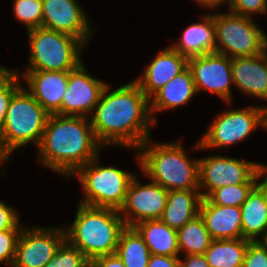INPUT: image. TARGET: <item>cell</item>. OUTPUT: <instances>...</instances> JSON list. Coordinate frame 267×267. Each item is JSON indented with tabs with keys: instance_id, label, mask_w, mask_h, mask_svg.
<instances>
[{
	"instance_id": "6da1fadb",
	"label": "cell",
	"mask_w": 267,
	"mask_h": 267,
	"mask_svg": "<svg viewBox=\"0 0 267 267\" xmlns=\"http://www.w3.org/2000/svg\"><path fill=\"white\" fill-rule=\"evenodd\" d=\"M109 84L102 91L91 118L98 142L104 147L117 145L138 149L155 125L150 112L149 98L133 80L110 92Z\"/></svg>"
},
{
	"instance_id": "7a4b0ae2",
	"label": "cell",
	"mask_w": 267,
	"mask_h": 267,
	"mask_svg": "<svg viewBox=\"0 0 267 267\" xmlns=\"http://www.w3.org/2000/svg\"><path fill=\"white\" fill-rule=\"evenodd\" d=\"M88 120L89 117L49 115L38 145L40 163L67 178L99 156L103 146Z\"/></svg>"
},
{
	"instance_id": "3957f363",
	"label": "cell",
	"mask_w": 267,
	"mask_h": 267,
	"mask_svg": "<svg viewBox=\"0 0 267 267\" xmlns=\"http://www.w3.org/2000/svg\"><path fill=\"white\" fill-rule=\"evenodd\" d=\"M150 139L137 149L144 175L168 191L199 190V159L189 160L182 141L150 143Z\"/></svg>"
},
{
	"instance_id": "277c9868",
	"label": "cell",
	"mask_w": 267,
	"mask_h": 267,
	"mask_svg": "<svg viewBox=\"0 0 267 267\" xmlns=\"http://www.w3.org/2000/svg\"><path fill=\"white\" fill-rule=\"evenodd\" d=\"M125 228L119 210L79 203L73 223L64 227L65 240L92 261L114 254Z\"/></svg>"
},
{
	"instance_id": "5b68a950",
	"label": "cell",
	"mask_w": 267,
	"mask_h": 267,
	"mask_svg": "<svg viewBox=\"0 0 267 267\" xmlns=\"http://www.w3.org/2000/svg\"><path fill=\"white\" fill-rule=\"evenodd\" d=\"M49 115L23 85L13 94L0 133V165L30 142L38 147Z\"/></svg>"
},
{
	"instance_id": "8992f818",
	"label": "cell",
	"mask_w": 267,
	"mask_h": 267,
	"mask_svg": "<svg viewBox=\"0 0 267 267\" xmlns=\"http://www.w3.org/2000/svg\"><path fill=\"white\" fill-rule=\"evenodd\" d=\"M29 67L26 71H72L81 63L85 44L71 35L42 27L28 31Z\"/></svg>"
},
{
	"instance_id": "52a82bcc",
	"label": "cell",
	"mask_w": 267,
	"mask_h": 267,
	"mask_svg": "<svg viewBox=\"0 0 267 267\" xmlns=\"http://www.w3.org/2000/svg\"><path fill=\"white\" fill-rule=\"evenodd\" d=\"M98 157L74 173L78 176L84 191V198L80 203L119 210L124 204L128 186L135 173L112 166H102Z\"/></svg>"
},
{
	"instance_id": "ba28073f",
	"label": "cell",
	"mask_w": 267,
	"mask_h": 267,
	"mask_svg": "<svg viewBox=\"0 0 267 267\" xmlns=\"http://www.w3.org/2000/svg\"><path fill=\"white\" fill-rule=\"evenodd\" d=\"M253 20L232 12L214 14L215 52L231 59L265 52L267 35Z\"/></svg>"
},
{
	"instance_id": "9c48e42d",
	"label": "cell",
	"mask_w": 267,
	"mask_h": 267,
	"mask_svg": "<svg viewBox=\"0 0 267 267\" xmlns=\"http://www.w3.org/2000/svg\"><path fill=\"white\" fill-rule=\"evenodd\" d=\"M266 129L265 106H247L218 114L194 150L222 148L245 140L257 127Z\"/></svg>"
},
{
	"instance_id": "30bf717a",
	"label": "cell",
	"mask_w": 267,
	"mask_h": 267,
	"mask_svg": "<svg viewBox=\"0 0 267 267\" xmlns=\"http://www.w3.org/2000/svg\"><path fill=\"white\" fill-rule=\"evenodd\" d=\"M257 162L212 155L199 159V190L207 198L214 190L242 183H257ZM206 189L203 192L202 189Z\"/></svg>"
},
{
	"instance_id": "8fae6325",
	"label": "cell",
	"mask_w": 267,
	"mask_h": 267,
	"mask_svg": "<svg viewBox=\"0 0 267 267\" xmlns=\"http://www.w3.org/2000/svg\"><path fill=\"white\" fill-rule=\"evenodd\" d=\"M197 93L202 91L217 94L230 103L233 84L231 58L217 52L188 58Z\"/></svg>"
},
{
	"instance_id": "7c38bea8",
	"label": "cell",
	"mask_w": 267,
	"mask_h": 267,
	"mask_svg": "<svg viewBox=\"0 0 267 267\" xmlns=\"http://www.w3.org/2000/svg\"><path fill=\"white\" fill-rule=\"evenodd\" d=\"M27 228L22 229L12 267H44L65 241V230L36 225Z\"/></svg>"
},
{
	"instance_id": "4fadbf2b",
	"label": "cell",
	"mask_w": 267,
	"mask_h": 267,
	"mask_svg": "<svg viewBox=\"0 0 267 267\" xmlns=\"http://www.w3.org/2000/svg\"><path fill=\"white\" fill-rule=\"evenodd\" d=\"M168 196V190L156 182L142 185L137 175L131 180L124 204L119 209L126 227L145 221L161 219ZM122 213V214H121Z\"/></svg>"
},
{
	"instance_id": "5bb4252c",
	"label": "cell",
	"mask_w": 267,
	"mask_h": 267,
	"mask_svg": "<svg viewBox=\"0 0 267 267\" xmlns=\"http://www.w3.org/2000/svg\"><path fill=\"white\" fill-rule=\"evenodd\" d=\"M85 67L82 62L76 69L69 71L61 116L88 117L99 102L107 84L91 76Z\"/></svg>"
},
{
	"instance_id": "9a60e30c",
	"label": "cell",
	"mask_w": 267,
	"mask_h": 267,
	"mask_svg": "<svg viewBox=\"0 0 267 267\" xmlns=\"http://www.w3.org/2000/svg\"><path fill=\"white\" fill-rule=\"evenodd\" d=\"M83 10L77 0H42V28L71 35L87 45L92 32Z\"/></svg>"
},
{
	"instance_id": "2e32d148",
	"label": "cell",
	"mask_w": 267,
	"mask_h": 267,
	"mask_svg": "<svg viewBox=\"0 0 267 267\" xmlns=\"http://www.w3.org/2000/svg\"><path fill=\"white\" fill-rule=\"evenodd\" d=\"M16 72L22 74L28 85L26 89L50 115H61V104L68 84L69 71Z\"/></svg>"
},
{
	"instance_id": "e0dca14e",
	"label": "cell",
	"mask_w": 267,
	"mask_h": 267,
	"mask_svg": "<svg viewBox=\"0 0 267 267\" xmlns=\"http://www.w3.org/2000/svg\"><path fill=\"white\" fill-rule=\"evenodd\" d=\"M188 66V58L171 46L164 48L149 63L141 76L135 78L142 92L150 99L167 82Z\"/></svg>"
},
{
	"instance_id": "ac0fdd59",
	"label": "cell",
	"mask_w": 267,
	"mask_h": 267,
	"mask_svg": "<svg viewBox=\"0 0 267 267\" xmlns=\"http://www.w3.org/2000/svg\"><path fill=\"white\" fill-rule=\"evenodd\" d=\"M233 84L239 91L267 102V50L231 59Z\"/></svg>"
},
{
	"instance_id": "d6986e66",
	"label": "cell",
	"mask_w": 267,
	"mask_h": 267,
	"mask_svg": "<svg viewBox=\"0 0 267 267\" xmlns=\"http://www.w3.org/2000/svg\"><path fill=\"white\" fill-rule=\"evenodd\" d=\"M199 215L212 239L243 238L241 207L215 205L203 198Z\"/></svg>"
},
{
	"instance_id": "ffe728a7",
	"label": "cell",
	"mask_w": 267,
	"mask_h": 267,
	"mask_svg": "<svg viewBox=\"0 0 267 267\" xmlns=\"http://www.w3.org/2000/svg\"><path fill=\"white\" fill-rule=\"evenodd\" d=\"M195 94H197V90L193 75L190 68L187 66L149 99L150 112L155 123H157L155 117L156 113L183 106L189 102Z\"/></svg>"
},
{
	"instance_id": "44dd1931",
	"label": "cell",
	"mask_w": 267,
	"mask_h": 267,
	"mask_svg": "<svg viewBox=\"0 0 267 267\" xmlns=\"http://www.w3.org/2000/svg\"><path fill=\"white\" fill-rule=\"evenodd\" d=\"M202 21L190 24L177 44L170 45L187 58L215 52L214 14H203Z\"/></svg>"
},
{
	"instance_id": "7402d4cb",
	"label": "cell",
	"mask_w": 267,
	"mask_h": 267,
	"mask_svg": "<svg viewBox=\"0 0 267 267\" xmlns=\"http://www.w3.org/2000/svg\"><path fill=\"white\" fill-rule=\"evenodd\" d=\"M203 197L200 190H170L161 220L178 230L199 215Z\"/></svg>"
},
{
	"instance_id": "603a6c76",
	"label": "cell",
	"mask_w": 267,
	"mask_h": 267,
	"mask_svg": "<svg viewBox=\"0 0 267 267\" xmlns=\"http://www.w3.org/2000/svg\"><path fill=\"white\" fill-rule=\"evenodd\" d=\"M241 218L244 239L267 241V199L257 186L241 205Z\"/></svg>"
},
{
	"instance_id": "cb8c5ba5",
	"label": "cell",
	"mask_w": 267,
	"mask_h": 267,
	"mask_svg": "<svg viewBox=\"0 0 267 267\" xmlns=\"http://www.w3.org/2000/svg\"><path fill=\"white\" fill-rule=\"evenodd\" d=\"M133 228L143 238L151 254L180 256L177 230L172 229L161 219L141 221Z\"/></svg>"
},
{
	"instance_id": "d4e9b609",
	"label": "cell",
	"mask_w": 267,
	"mask_h": 267,
	"mask_svg": "<svg viewBox=\"0 0 267 267\" xmlns=\"http://www.w3.org/2000/svg\"><path fill=\"white\" fill-rule=\"evenodd\" d=\"M249 242L244 238L213 239L204 255L210 267H242Z\"/></svg>"
},
{
	"instance_id": "484cf974",
	"label": "cell",
	"mask_w": 267,
	"mask_h": 267,
	"mask_svg": "<svg viewBox=\"0 0 267 267\" xmlns=\"http://www.w3.org/2000/svg\"><path fill=\"white\" fill-rule=\"evenodd\" d=\"M115 254L125 267H147L151 257L148 246L133 227L121 232Z\"/></svg>"
},
{
	"instance_id": "4316f807",
	"label": "cell",
	"mask_w": 267,
	"mask_h": 267,
	"mask_svg": "<svg viewBox=\"0 0 267 267\" xmlns=\"http://www.w3.org/2000/svg\"><path fill=\"white\" fill-rule=\"evenodd\" d=\"M212 240L200 215L177 230L179 252H185L184 255L205 254Z\"/></svg>"
},
{
	"instance_id": "83f0119b",
	"label": "cell",
	"mask_w": 267,
	"mask_h": 267,
	"mask_svg": "<svg viewBox=\"0 0 267 267\" xmlns=\"http://www.w3.org/2000/svg\"><path fill=\"white\" fill-rule=\"evenodd\" d=\"M255 187L256 183L224 186L214 190L207 199L215 205L241 207Z\"/></svg>"
},
{
	"instance_id": "f1b7e54d",
	"label": "cell",
	"mask_w": 267,
	"mask_h": 267,
	"mask_svg": "<svg viewBox=\"0 0 267 267\" xmlns=\"http://www.w3.org/2000/svg\"><path fill=\"white\" fill-rule=\"evenodd\" d=\"M20 75L15 70L0 68V133L4 126L5 115L13 94L22 86Z\"/></svg>"
},
{
	"instance_id": "f546056e",
	"label": "cell",
	"mask_w": 267,
	"mask_h": 267,
	"mask_svg": "<svg viewBox=\"0 0 267 267\" xmlns=\"http://www.w3.org/2000/svg\"><path fill=\"white\" fill-rule=\"evenodd\" d=\"M13 14L26 25L27 31L42 27V0H15Z\"/></svg>"
},
{
	"instance_id": "4dcf8cb0",
	"label": "cell",
	"mask_w": 267,
	"mask_h": 267,
	"mask_svg": "<svg viewBox=\"0 0 267 267\" xmlns=\"http://www.w3.org/2000/svg\"><path fill=\"white\" fill-rule=\"evenodd\" d=\"M90 265L91 261L65 240L44 267H89Z\"/></svg>"
},
{
	"instance_id": "1f68e13d",
	"label": "cell",
	"mask_w": 267,
	"mask_h": 267,
	"mask_svg": "<svg viewBox=\"0 0 267 267\" xmlns=\"http://www.w3.org/2000/svg\"><path fill=\"white\" fill-rule=\"evenodd\" d=\"M22 230L0 231V264L12 267Z\"/></svg>"
},
{
	"instance_id": "d6a6232c",
	"label": "cell",
	"mask_w": 267,
	"mask_h": 267,
	"mask_svg": "<svg viewBox=\"0 0 267 267\" xmlns=\"http://www.w3.org/2000/svg\"><path fill=\"white\" fill-rule=\"evenodd\" d=\"M242 267H267V241H250Z\"/></svg>"
},
{
	"instance_id": "836d02e7",
	"label": "cell",
	"mask_w": 267,
	"mask_h": 267,
	"mask_svg": "<svg viewBox=\"0 0 267 267\" xmlns=\"http://www.w3.org/2000/svg\"><path fill=\"white\" fill-rule=\"evenodd\" d=\"M229 12L252 17V13H267V0H229Z\"/></svg>"
},
{
	"instance_id": "e575fe53",
	"label": "cell",
	"mask_w": 267,
	"mask_h": 267,
	"mask_svg": "<svg viewBox=\"0 0 267 267\" xmlns=\"http://www.w3.org/2000/svg\"><path fill=\"white\" fill-rule=\"evenodd\" d=\"M23 227L19 222V214L15 208L0 200V231L22 230Z\"/></svg>"
},
{
	"instance_id": "d590c367",
	"label": "cell",
	"mask_w": 267,
	"mask_h": 267,
	"mask_svg": "<svg viewBox=\"0 0 267 267\" xmlns=\"http://www.w3.org/2000/svg\"><path fill=\"white\" fill-rule=\"evenodd\" d=\"M179 256L151 254L147 267H179Z\"/></svg>"
},
{
	"instance_id": "8d00e7d4",
	"label": "cell",
	"mask_w": 267,
	"mask_h": 267,
	"mask_svg": "<svg viewBox=\"0 0 267 267\" xmlns=\"http://www.w3.org/2000/svg\"><path fill=\"white\" fill-rule=\"evenodd\" d=\"M91 265L92 267H125L115 253L97 257L91 261Z\"/></svg>"
},
{
	"instance_id": "74e56055",
	"label": "cell",
	"mask_w": 267,
	"mask_h": 267,
	"mask_svg": "<svg viewBox=\"0 0 267 267\" xmlns=\"http://www.w3.org/2000/svg\"><path fill=\"white\" fill-rule=\"evenodd\" d=\"M185 260L179 261V267H210L205 255H184Z\"/></svg>"
},
{
	"instance_id": "f35d334b",
	"label": "cell",
	"mask_w": 267,
	"mask_h": 267,
	"mask_svg": "<svg viewBox=\"0 0 267 267\" xmlns=\"http://www.w3.org/2000/svg\"><path fill=\"white\" fill-rule=\"evenodd\" d=\"M255 177L257 180L256 186L259 188V190L264 194L265 198L267 199V165L257 163L255 170ZM263 177L264 180L260 181L259 179L260 178L263 179ZM259 181L260 183H258Z\"/></svg>"
},
{
	"instance_id": "ab89813d",
	"label": "cell",
	"mask_w": 267,
	"mask_h": 267,
	"mask_svg": "<svg viewBox=\"0 0 267 267\" xmlns=\"http://www.w3.org/2000/svg\"><path fill=\"white\" fill-rule=\"evenodd\" d=\"M200 6L208 8H219L223 3H228L229 0H195Z\"/></svg>"
},
{
	"instance_id": "60d3db41",
	"label": "cell",
	"mask_w": 267,
	"mask_h": 267,
	"mask_svg": "<svg viewBox=\"0 0 267 267\" xmlns=\"http://www.w3.org/2000/svg\"><path fill=\"white\" fill-rule=\"evenodd\" d=\"M266 108V130H267V106L265 105Z\"/></svg>"
}]
</instances>
